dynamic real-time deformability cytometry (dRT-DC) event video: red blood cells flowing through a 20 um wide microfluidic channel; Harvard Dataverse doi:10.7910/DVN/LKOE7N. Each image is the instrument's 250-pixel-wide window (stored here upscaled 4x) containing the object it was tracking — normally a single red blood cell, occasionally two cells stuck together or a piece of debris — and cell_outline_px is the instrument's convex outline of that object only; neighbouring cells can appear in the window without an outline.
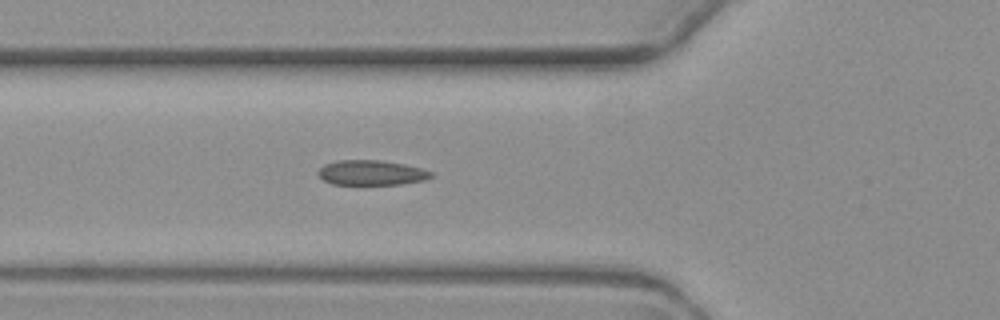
{"species": "common noctule bat (a hibernating species)", "species_latin": "Nyctalus noctula", "temperature_condition": "warm", "stored_images_in_passage": 6, "camera_frame_rate_fps": 3000, "um_per_image_px": 0.085, "animal": {"sex": "female", "body_mass_g": 19.3, "forearm_length_mm": 54.1}, "frame": {"image": 1, "passage_image": 6, "time_ms": 6.0, "image_size_px": [1000, 320], "cell_outline_px": [[432, 176], [424, 180], [400, 184], [332, 184], [324, 180], [316, 172], [324, 164], [336, 160], [380, 160], [404, 164], [420, 168], [432, 172]], "centroid_in_image_um": [31.53, 14.67], "position_along_channel_um": 94.3, "area_um2": 16.3}}